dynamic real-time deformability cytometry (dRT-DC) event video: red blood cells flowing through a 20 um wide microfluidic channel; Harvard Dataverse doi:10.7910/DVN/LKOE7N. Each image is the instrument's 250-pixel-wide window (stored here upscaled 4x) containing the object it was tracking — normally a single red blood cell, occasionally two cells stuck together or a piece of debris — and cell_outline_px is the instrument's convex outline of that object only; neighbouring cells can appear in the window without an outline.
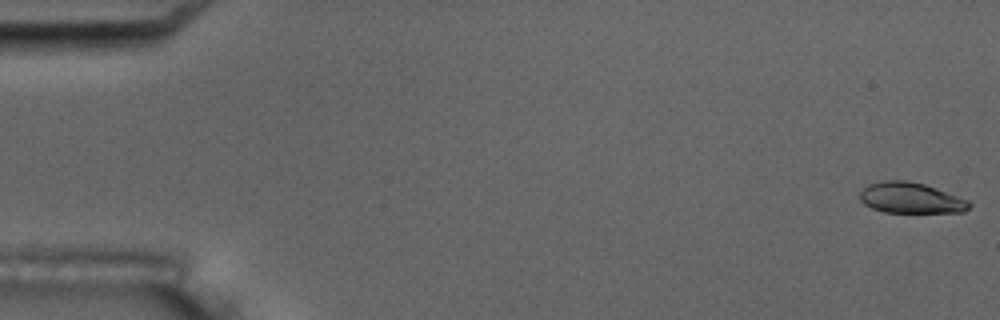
{"species": "common noctule bat (a hibernating species)", "species_latin": "Nyctalus noctula", "temperature_condition": "room temperature", "stored_images_in_passage": 6, "camera_frame_rate_fps": 3000, "um_per_image_px": 0.085, "animal": {"sex": "male", "body_mass_g": 17.5, "forearm_length_mm": 52.3}, "frame": {"image": 1, "passage_image": 1, "time_ms": 0.0, "image_size_px": [1000, 320], "cell_outline_px": [[972, 204], [964, 212], [884, 212], [872, 208], [864, 204], [860, 200], [860, 192], [868, 184], [884, 180], [904, 180], [924, 184], [968, 200]], "centroid_in_image_um": [77.39, 16.82], "position_along_channel_um": 7.6, "area_um2": 19.42}}